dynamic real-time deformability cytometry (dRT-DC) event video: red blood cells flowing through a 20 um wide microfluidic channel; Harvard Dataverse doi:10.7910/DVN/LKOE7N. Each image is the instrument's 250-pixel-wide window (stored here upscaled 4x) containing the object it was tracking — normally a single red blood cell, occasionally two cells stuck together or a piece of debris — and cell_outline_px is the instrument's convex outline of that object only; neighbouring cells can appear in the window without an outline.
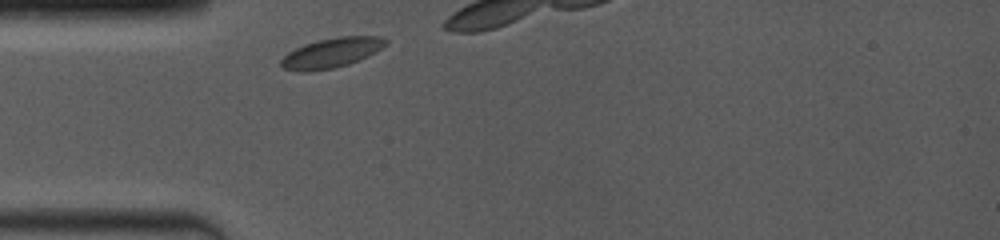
{"species": "common noctule bat (a hibernating species)", "species_latin": "Nyctalus noctula", "temperature_condition": "room temperature", "stored_images_in_passage": 2, "camera_frame_rate_fps": 4000, "um_per_image_px": 0.085, "animal": {"sex": "female", "body_mass_g": 19.0, "forearm_length_mm": 53.3}, "frame": {"image": 1, "passage_image": 1, "time_ms": 0.0, "image_size_px": [1000, 240], "cell_outline_px": [[388, 44], [376, 52], [368, 56], [348, 64], [332, 68], [312, 72], [300, 72], [284, 68], [280, 64], [280, 60], [288, 52], [304, 44], [316, 40], [340, 36], [380, 36], [388, 40]], "centroid_in_image_um": [28.18, 4.48], "position_along_channel_um": 56.8, "area_um2": 18.32}}